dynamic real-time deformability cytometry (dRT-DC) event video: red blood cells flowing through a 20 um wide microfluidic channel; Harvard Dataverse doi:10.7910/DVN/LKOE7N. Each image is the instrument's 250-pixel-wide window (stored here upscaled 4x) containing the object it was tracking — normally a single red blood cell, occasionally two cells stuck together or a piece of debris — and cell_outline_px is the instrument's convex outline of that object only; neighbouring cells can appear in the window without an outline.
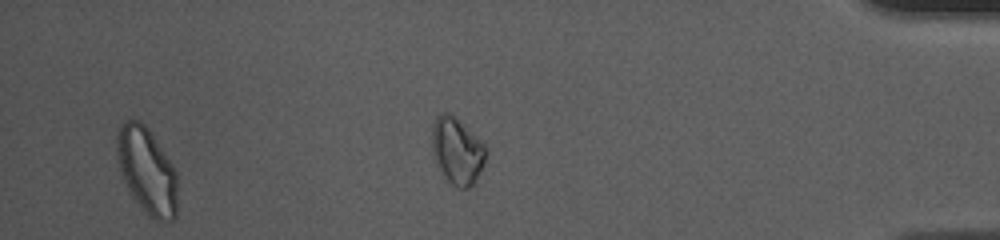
{"species": "common noctule bat (a hibernating species)", "species_latin": "Nyctalus noctula", "temperature_condition": "cold", "stored_images_in_passage": 43, "segment_of_instrument_passage": [2, 2], "camera_frame_rate_fps": 3000, "um_per_image_px": 0.085, "animal": {"sex": "female", "body_mass_g": 10.0, "forearm_length_mm": 53.1}, "frame": {"image": 1, "passage_image": 40, "time_ms": 13.0, "image_size_px": [1000, 240], "cell_outline_px": [[176, 216], [172, 220], [156, 220], [148, 216], [140, 208], [132, 196], [124, 180], [120, 168], [116, 152], [116, 132], [120, 124], [124, 120], [140, 120], [148, 128], [172, 164], [176, 172]], "centroid_in_image_um": [12.46, 14.49], "position_along_channel_um": 422.7, "area_um2": 30.35}}